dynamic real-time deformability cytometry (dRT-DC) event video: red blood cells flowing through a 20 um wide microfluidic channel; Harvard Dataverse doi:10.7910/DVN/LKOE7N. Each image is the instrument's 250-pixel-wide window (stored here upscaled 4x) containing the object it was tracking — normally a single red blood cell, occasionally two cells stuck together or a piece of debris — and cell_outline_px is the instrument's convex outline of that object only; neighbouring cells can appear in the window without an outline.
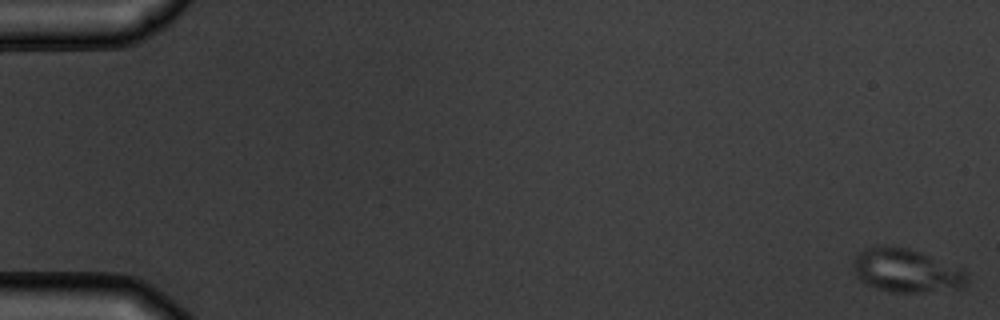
{"species": "common noctule bat (a hibernating species)", "species_latin": "Nyctalus noctula", "temperature_condition": "warm", "stored_images_in_passage": 4, "camera_frame_rate_fps": 3000, "um_per_image_px": 0.085, "animal": {"sex": "male", "body_mass_g": 19.5, "forearm_length_mm": 54.6}, "frame": {"image": 1, "passage_image": 1, "time_ms": 0.0, "image_size_px": [1000, 320], "cell_outline_px": [[968, 280], [960, 288], [920, 292], [892, 292], [876, 288], [860, 280], [856, 276], [852, 268], [852, 264], [856, 252], [876, 244], [892, 244], [908, 248], [920, 252], [960, 268], [968, 276]], "centroid_in_image_um": [76.94, 22.96], "position_along_channel_um": 8.1, "area_um2": 29.07}}